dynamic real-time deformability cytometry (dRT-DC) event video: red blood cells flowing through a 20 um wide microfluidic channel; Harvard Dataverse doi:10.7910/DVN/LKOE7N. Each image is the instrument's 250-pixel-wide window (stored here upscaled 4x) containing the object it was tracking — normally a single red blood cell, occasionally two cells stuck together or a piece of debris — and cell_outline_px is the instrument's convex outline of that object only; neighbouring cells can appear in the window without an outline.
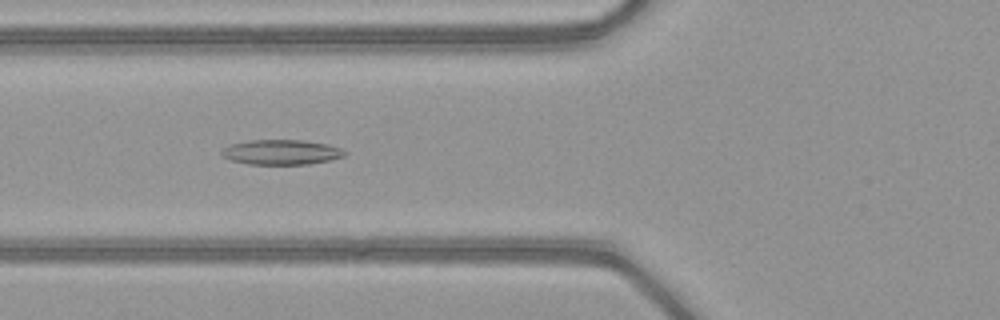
{"species": "common noctule bat (a hibernating species)", "species_latin": "Nyctalus noctula", "temperature_condition": "warm", "stored_images_in_passage": 40, "camera_frame_rate_fps": 3000, "um_per_image_px": 0.085, "animal": {"sex": "female", "body_mass_g": 21.9}, "frame": {"image": 1, "passage_image": 9, "time_ms": 2.667, "image_size_px": [1000, 320], "cell_outline_px": [[348, 152], [344, 156], [332, 160], [308, 164], [248, 164], [232, 160], [224, 156], [220, 152], [228, 144], [248, 140], [304, 140], [328, 144], [340, 148]], "centroid_in_image_um": [23.94, 12.93], "position_along_channel_um": 101.9, "area_um2": 17.98}}
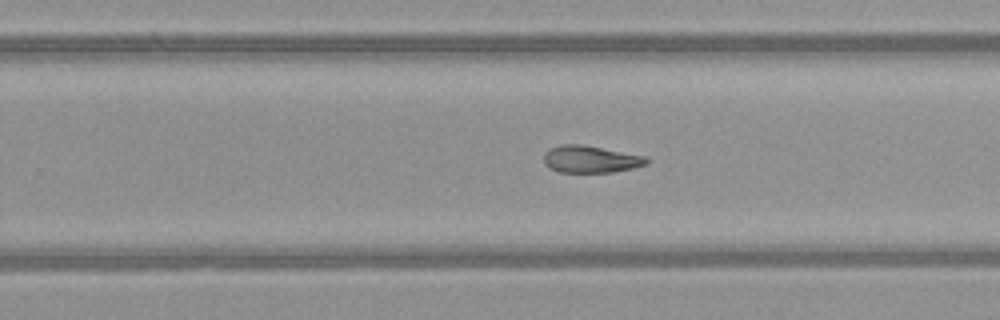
{"frame": {"image": 2, "passage_image": 22, "time_ms": 7.0, "image_size_px": [1000, 320], "cell_outline_px": [[648, 164], [632, 168], [612, 172], [560, 172], [548, 168], [544, 164], [544, 152], [548, 148], [560, 144], [584, 144], [644, 156], [648, 160]], "centroid_in_image_um": [50.14, 13.52], "position_along_channel_um": 279.7, "area_um2": 16.36}}
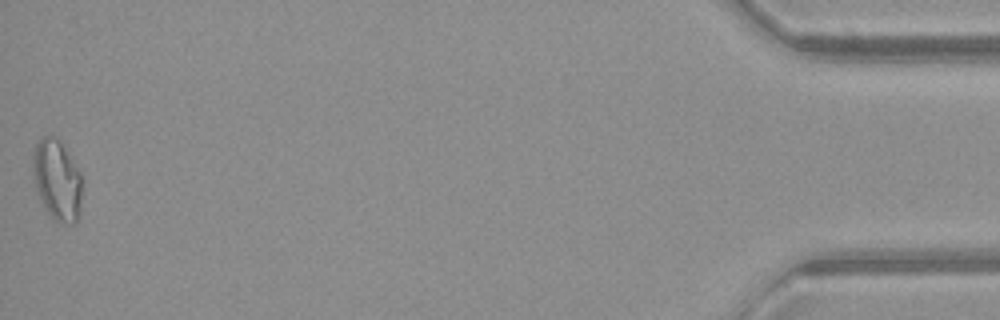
{"frame": {"image": 3, "passage_image": 40, "time_ms": 13.0, "image_size_px": [1000, 320], "cell_outline_px": [[80, 212], [76, 224], [64, 224], [56, 220], [48, 212], [36, 188], [32, 160], [32, 152], [40, 136], [56, 136], [64, 144], [80, 172]], "centroid_in_image_um": [4.85, 15.25], "position_along_channel_um": 430.3, "area_um2": 23.0}, "authors_computed_cell_mechanics": {"area_um2": 17.6868, "velocity_mm_per_s": 4.0895, "shape_relaxation_time_tau1_ms": null, "shape_relaxation_time_tau2_ms": 4.5452, "deformation_change_tau1": null, "deformation_change_tau2": 0.1274}}